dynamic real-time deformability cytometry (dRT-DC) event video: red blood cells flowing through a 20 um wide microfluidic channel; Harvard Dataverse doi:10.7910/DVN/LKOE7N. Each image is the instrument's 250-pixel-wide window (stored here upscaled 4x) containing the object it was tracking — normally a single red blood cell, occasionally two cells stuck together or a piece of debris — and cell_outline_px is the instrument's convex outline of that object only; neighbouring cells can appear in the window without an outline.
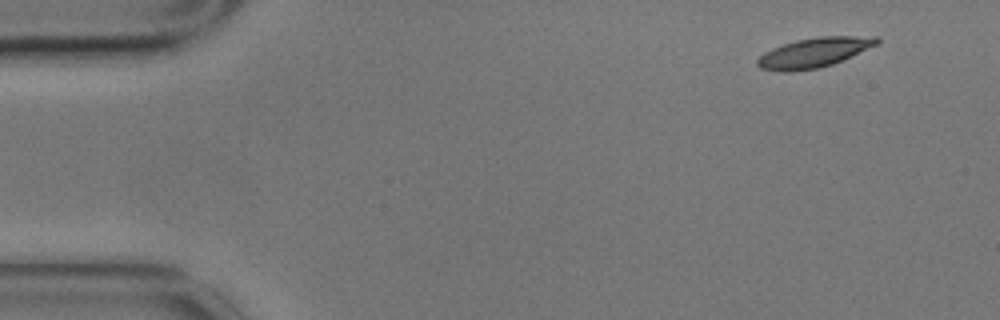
{"species": "common noctule bat (a hibernating species)", "species_latin": "Nyctalus noctula", "temperature_condition": "cold", "stored_images_in_passage": 4, "camera_frame_rate_fps": 3000, "um_per_image_px": 0.085, "animal": {"sex": "male", "body_mass_g": 17.9}, "frame": {"image": 1, "passage_image": 4, "time_ms": 1.0, "image_size_px": [1000, 320], "cell_outline_px": [[880, 40], [876, 44], [832, 64], [816, 68], [792, 72], [780, 72], [760, 68], [756, 64], [756, 60], [764, 52], [772, 48], [796, 40], [820, 36], [876, 36]], "centroid_in_image_um": [69.12, 4.47], "position_along_channel_um": 15.9, "area_um2": 20.4}}